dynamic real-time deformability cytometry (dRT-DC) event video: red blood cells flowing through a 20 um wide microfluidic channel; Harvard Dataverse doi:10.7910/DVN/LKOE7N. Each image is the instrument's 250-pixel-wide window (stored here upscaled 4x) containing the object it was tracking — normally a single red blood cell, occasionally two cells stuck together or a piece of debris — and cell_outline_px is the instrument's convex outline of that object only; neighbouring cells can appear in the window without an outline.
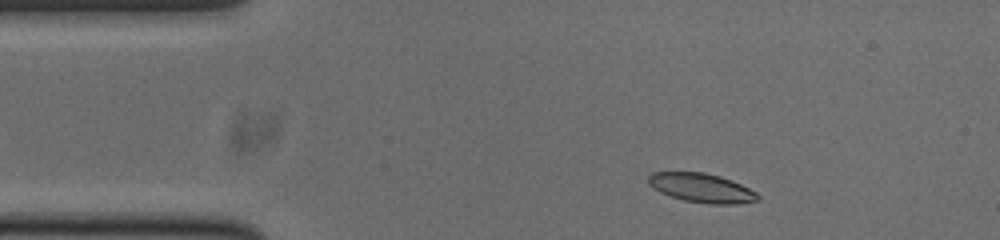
{"species": "common noctule bat (a hibernating species)", "species_latin": "Nyctalus noctula", "temperature_condition": "cold", "stored_images_in_passage": 41, "camera_frame_rate_fps": 3000, "um_per_image_px": 0.085, "animal": {"sex": "male", "body_mass_g": 20.0, "forearm_length_mm": 53.3}, "frame": {"image": 1, "passage_image": 4, "time_ms": 1.0, "image_size_px": [1000, 240], "cell_outline_px": [[760, 196], [756, 200], [736, 204], [712, 204], [684, 200], [660, 192], [652, 188], [648, 184], [648, 176], [652, 172], [704, 172], [720, 176], [732, 180], [756, 192]], "centroid_in_image_um": [59.61, 15.96], "position_along_channel_um": 25.4, "area_um2": 18.44}}
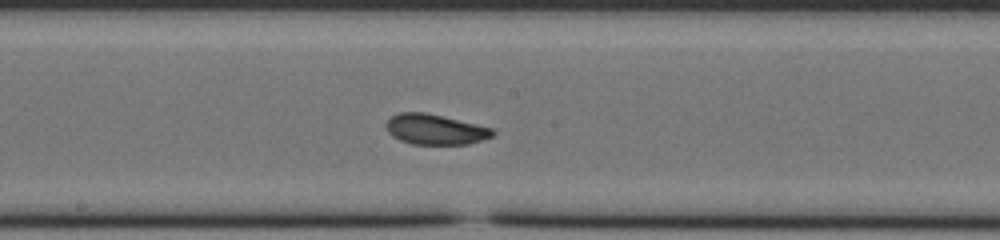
{"frame": {"image": 2, "passage_image": 23, "time_ms": 7.333, "image_size_px": [1000, 240], "cell_outline_px": [[496, 132], [492, 136], [468, 144], [412, 144], [400, 140], [392, 136], [388, 132], [384, 124], [392, 116], [400, 112], [424, 112], [476, 124], [492, 128]], "centroid_in_image_um": [36.96, 11.0], "position_along_channel_um": 211.2, "area_um2": 18.67}}
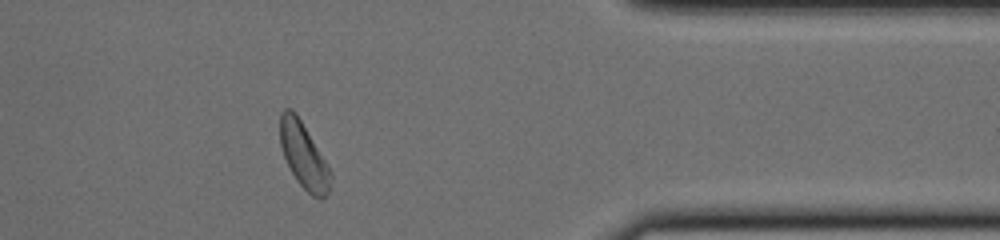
{"frame": {"image": 3, "passage_image": 39, "time_ms": 12.667, "image_size_px": [1000, 240], "cell_outline_px": [[332, 180], [328, 192], [324, 200], [320, 200], [312, 196], [296, 180], [284, 156], [280, 144], [280, 116], [284, 108], [292, 108], [296, 112], [332, 172]], "centroid_in_image_um": [25.83, 13.24], "position_along_channel_um": 385.6, "area_um2": 19.31}, "authors_computed_cell_mechanics": {"area_um2": 18.785, "velocity_mm_per_s": 3.7409, "shape_relaxation_time_tau1_ms": 7.1126, "shape_relaxation_time_tau2_ms": 3.1726, "deformation_change_tau1": 0.1443, "deformation_change_tau2": 0.0784}}